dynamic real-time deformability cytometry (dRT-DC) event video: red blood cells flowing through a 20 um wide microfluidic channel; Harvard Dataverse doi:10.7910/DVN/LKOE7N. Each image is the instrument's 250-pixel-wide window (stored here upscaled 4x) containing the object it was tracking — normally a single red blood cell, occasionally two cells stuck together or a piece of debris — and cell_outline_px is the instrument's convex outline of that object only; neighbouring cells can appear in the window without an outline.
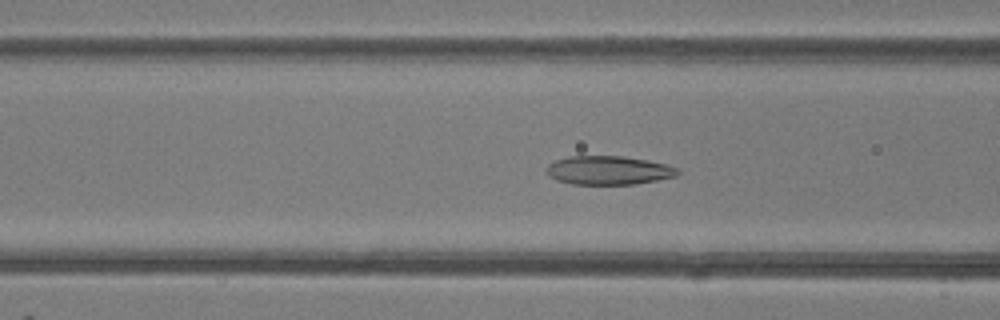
{"species": "common noctule bat (a hibernating species)", "species_latin": "Nyctalus noctula", "temperature_condition": "room temperature", "stored_images_in_passage": 49, "camera_frame_rate_fps": 3000, "um_per_image_px": 0.085, "animal": {"sex": "female"}, "frame": {"image": 1, "passage_image": 19, "time_ms": 6.0, "image_size_px": [1000, 320], "cell_outline_px": [[680, 172], [676, 176], [636, 184], [572, 184], [556, 180], [548, 176], [544, 168], [548, 164], [556, 160], [568, 156], [624, 156], [648, 160], [680, 168]], "centroid_in_image_um": [51.7, 14.47], "position_along_channel_um": 114.9, "area_um2": 22.14}}
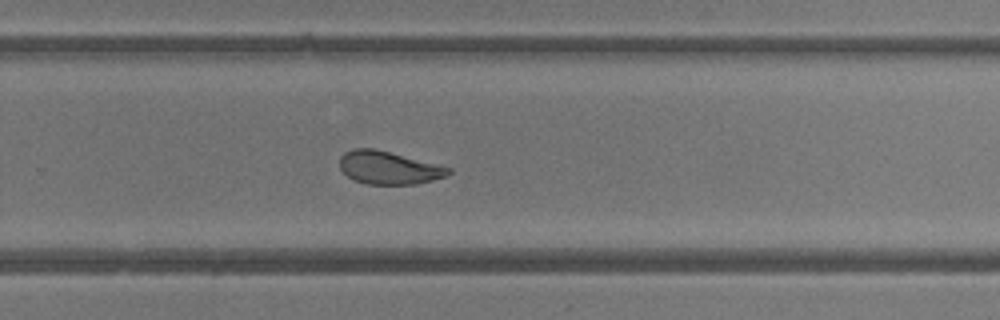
{"frame": {"image": 2, "passage_image": 32, "time_ms": 10.333, "image_size_px": [1000, 320], "cell_outline_px": [[452, 172], [448, 176], [416, 184], [368, 184], [352, 180], [340, 168], [340, 156], [344, 152], [352, 148], [376, 148], [452, 168]], "centroid_in_image_um": [33.04, 14.25], "position_along_channel_um": 296.8, "area_um2": 21.04}}
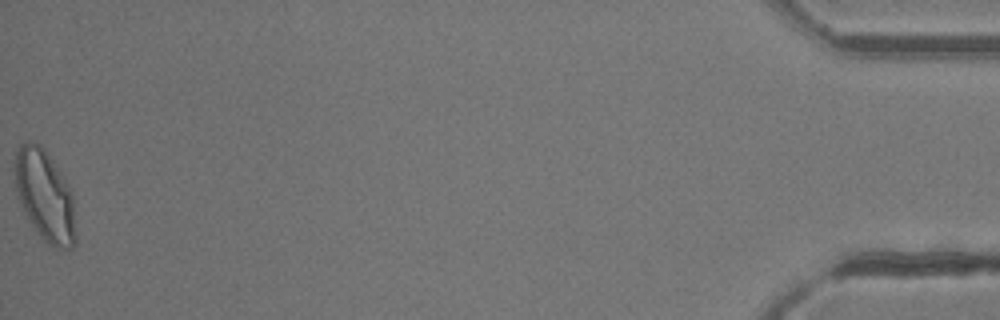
{"frame": {"image": 3, "passage_image": 49, "time_ms": 16.0, "image_size_px": [1000, 320], "cell_outline_px": [[76, 244], [72, 248], [56, 248], [48, 244], [40, 236], [24, 212], [16, 196], [16, 152], [20, 144], [28, 140], [40, 144], [44, 148], [68, 184], [72, 192], [76, 240]], "centroid_in_image_um": [3.82, 16.64], "position_along_channel_um": 431.4, "area_um2": 32.08}, "authors_computed_cell_mechanics": {"area_um2": 23.6402, "velocity_mm_per_s": 4.2015, "shape_relaxation_time_tau1_ms": 4.2826, "shape_relaxation_time_tau2_ms": 1.8614, "deformation_change_tau1": 0.1455, "deformation_change_tau2": 0.0677}}